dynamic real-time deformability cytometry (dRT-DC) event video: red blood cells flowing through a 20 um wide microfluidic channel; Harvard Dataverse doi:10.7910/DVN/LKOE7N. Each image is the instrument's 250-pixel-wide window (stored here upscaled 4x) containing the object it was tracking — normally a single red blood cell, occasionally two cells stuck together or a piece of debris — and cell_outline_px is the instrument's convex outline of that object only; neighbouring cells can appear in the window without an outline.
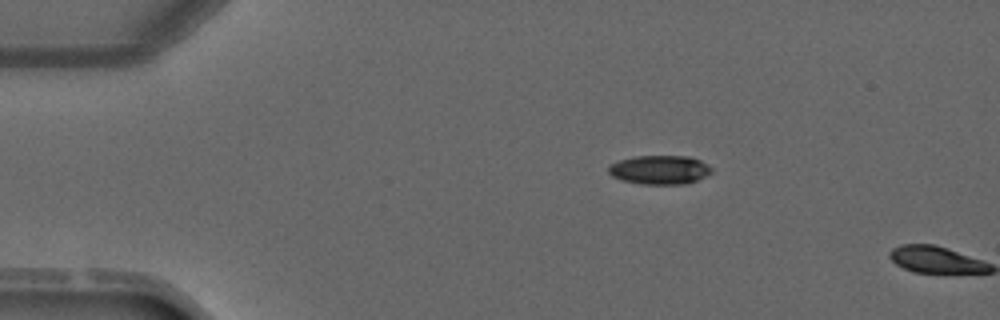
{"species": "common noctule bat (a hibernating species)", "species_latin": "Nyctalus noctula", "temperature_condition": "warm", "stored_images_in_passage": 3, "camera_frame_rate_fps": 3000, "um_per_image_px": 0.085, "animal": {"sex": "male", "forearm_length_mm": 52.5}, "frame": {"image": 1, "passage_image": 2, "time_ms": 1.0, "image_size_px": [1000, 320], "cell_outline_px": [[712, 172], [696, 180], [684, 184], [640, 184], [620, 180], [612, 176], [608, 172], [608, 164], [632, 156], [688, 156], [700, 160], [708, 164], [712, 168]], "centroid_in_image_um": [56.03, 14.43], "position_along_channel_um": 29.0, "area_um2": 17.51}}